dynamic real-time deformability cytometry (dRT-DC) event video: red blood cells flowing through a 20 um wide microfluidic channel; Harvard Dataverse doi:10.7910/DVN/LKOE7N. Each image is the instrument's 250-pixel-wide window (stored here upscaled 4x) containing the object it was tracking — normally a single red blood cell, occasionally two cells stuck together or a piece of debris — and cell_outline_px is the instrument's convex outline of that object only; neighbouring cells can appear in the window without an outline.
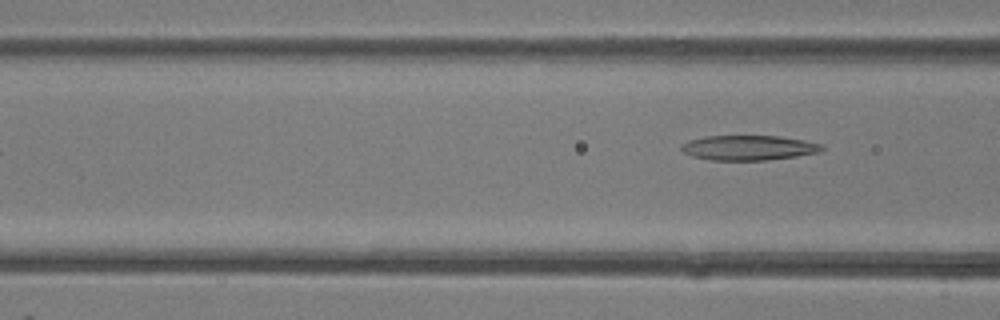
{"species": "common noctule bat (a hibernating species)", "species_latin": "Nyctalus noctula", "temperature_condition": "room temperature", "stored_images_in_passage": 4, "camera_frame_rate_fps": 3000, "um_per_image_px": 0.085, "animal": {"sex": "female"}, "frame": {"image": 1, "passage_image": 4, "time_ms": 4.333, "image_size_px": [1000, 320], "cell_outline_px": [[824, 148], [820, 152], [796, 156], [768, 160], [712, 160], [692, 156], [684, 152], [680, 148], [680, 144], [688, 140], [704, 136], [780, 136], [820, 144]], "centroid_in_image_um": [63.58, 12.56], "position_along_channel_um": 103.0, "area_um2": 20.29}}